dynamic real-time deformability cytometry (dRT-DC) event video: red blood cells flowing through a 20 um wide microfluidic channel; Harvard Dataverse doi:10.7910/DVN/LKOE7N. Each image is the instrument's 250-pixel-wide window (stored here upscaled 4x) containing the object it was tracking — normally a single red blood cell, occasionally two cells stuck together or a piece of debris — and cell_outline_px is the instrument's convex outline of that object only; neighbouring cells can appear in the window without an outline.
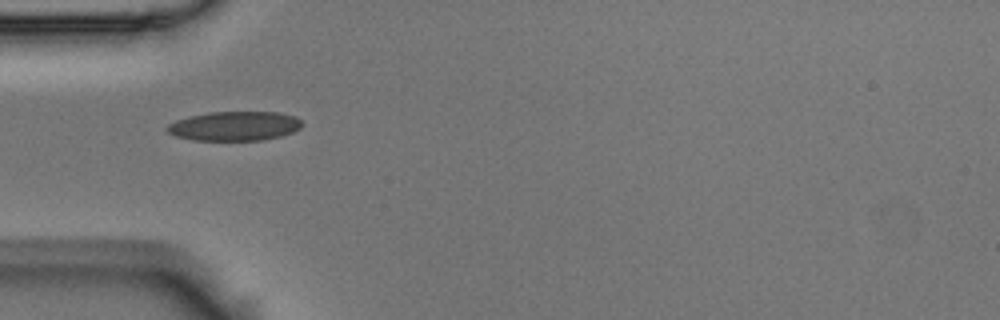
{"species": "Egyptian fruit bat (a non-hibernating species)", "species_latin": "Rousettus aegyptiacus", "temperature_condition": "room temperature", "stored_images_in_passage": 5, "camera_frame_rate_fps": 3000, "um_per_image_px": 0.085, "animal": {"sex": "male"}, "frame": {"image": 1, "passage_image": 3, "time_ms": 0.667, "image_size_px": [1000, 320], "cell_outline_px": [[304, 124], [300, 128], [292, 132], [280, 136], [260, 140], [192, 140], [176, 136], [168, 132], [164, 128], [168, 124], [176, 120], [208, 112], [280, 112], [296, 116]], "centroid_in_image_um": [19.94, 10.71], "position_along_channel_um": 65.1, "area_um2": 23.06}}
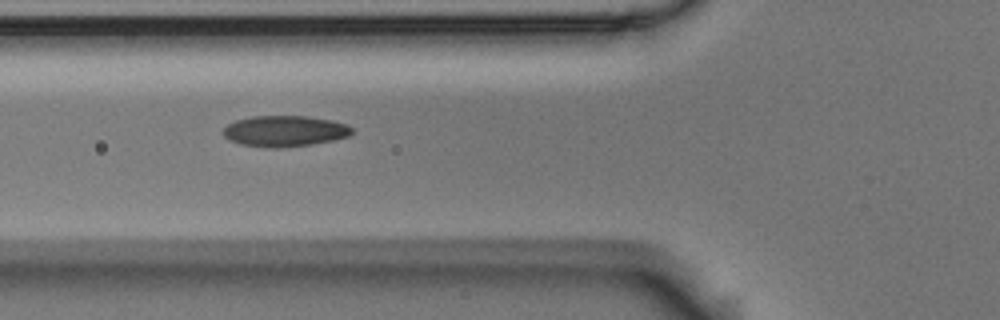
{"frame": {"image": 2, "passage_image": 4, "time_ms": 1.0, "image_size_px": [1000, 320], "cell_outline_px": [[352, 132], [348, 136], [336, 140], [312, 144], [276, 148], [268, 148], [240, 144], [228, 140], [224, 136], [224, 128], [228, 124], [236, 120], [252, 116], [308, 116], [332, 120], [348, 124], [352, 128]], "centroid_in_image_um": [24.21, 11.14], "position_along_channel_um": 101.6, "area_um2": 23.35}}
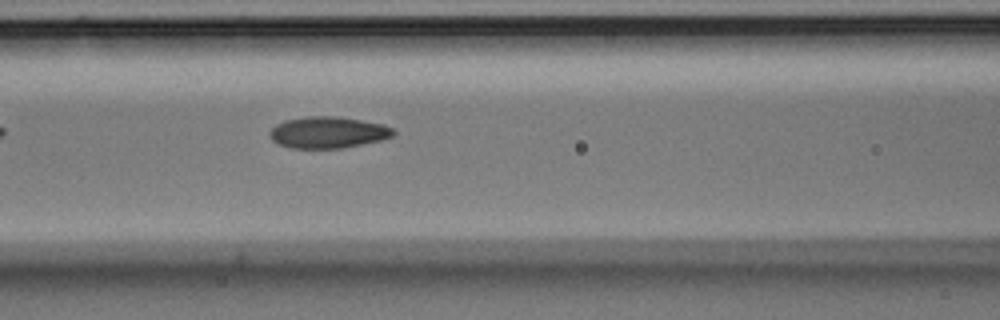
{"frame": {"image": 3, "passage_image": 5, "time_ms": 1.333, "image_size_px": [1000, 320], "cell_outline_px": [[396, 132], [392, 136], [380, 140], [344, 148], [292, 148], [280, 144], [272, 140], [268, 132], [276, 124], [284, 120], [308, 116], [336, 116], [384, 124], [392, 128]], "centroid_in_image_um": [27.87, 11.25], "position_along_channel_um": 138.7, "area_um2": 22.66}}